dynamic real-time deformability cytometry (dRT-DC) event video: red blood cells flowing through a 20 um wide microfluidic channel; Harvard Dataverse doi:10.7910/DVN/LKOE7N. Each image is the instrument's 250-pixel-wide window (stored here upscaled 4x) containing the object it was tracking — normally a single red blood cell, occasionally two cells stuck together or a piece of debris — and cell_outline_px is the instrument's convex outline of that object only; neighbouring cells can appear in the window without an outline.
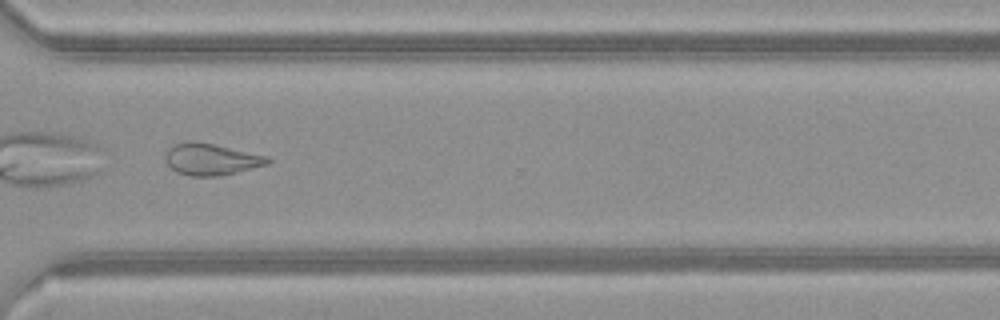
{"species": "common noctule bat (a hibernating species)", "species_latin": "Nyctalus noctula", "temperature_condition": "warm", "stored_images_in_passage": 31, "camera_frame_rate_fps": 3000, "um_per_image_px": 0.085, "animal": {"sex": "female", "body_mass_g": 21.9}, "frame": {"image": 1, "passage_image": 22, "time_ms": 7.0, "image_size_px": [1000, 320], "cell_outline_px": [[272, 160], [268, 164], [220, 176], [192, 176], [176, 172], [168, 164], [164, 156], [168, 148], [176, 144], [212, 144], [268, 156]], "centroid_in_image_um": [17.98, 13.58], "position_along_channel_um": 352.6, "area_um2": 18.15}, "authors_computed_cell_mechanics": {"area_um2": 18.207, "velocity_mm_per_s": 4.1556, "shape_relaxation_time_tau1_ms": null, "shape_relaxation_time_tau2_ms": 2.48, "deformation_change_tau1": null, "deformation_change_tau2": 0.1101}}